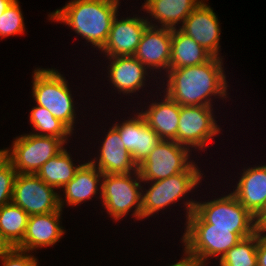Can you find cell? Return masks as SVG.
<instances>
[{
	"instance_id": "obj_1",
	"label": "cell",
	"mask_w": 266,
	"mask_h": 266,
	"mask_svg": "<svg viewBox=\"0 0 266 266\" xmlns=\"http://www.w3.org/2000/svg\"><path fill=\"white\" fill-rule=\"evenodd\" d=\"M225 60L212 57L197 66L169 69L159 80V89L180 106H218L222 109L227 102L230 106L234 101L230 94L233 90H230Z\"/></svg>"
},
{
	"instance_id": "obj_2",
	"label": "cell",
	"mask_w": 266,
	"mask_h": 266,
	"mask_svg": "<svg viewBox=\"0 0 266 266\" xmlns=\"http://www.w3.org/2000/svg\"><path fill=\"white\" fill-rule=\"evenodd\" d=\"M199 160L201 159L197 158L185 171L166 179L143 182L142 221L148 220L150 217L155 219L156 215L157 219H159V217L163 216L162 214L165 215L166 213L168 215V210V212L176 214L173 207L181 205L179 207L181 209L179 210L178 208L177 210L179 212L177 216L178 214L181 216L176 217V220L181 221V225L185 224L187 217L195 209L197 192L200 191L202 185L207 183L206 180L210 178V176H206V169L203 170V167H201L202 162ZM181 211L183 212L180 213ZM181 217H184L182 218L183 220L180 219Z\"/></svg>"
},
{
	"instance_id": "obj_3",
	"label": "cell",
	"mask_w": 266,
	"mask_h": 266,
	"mask_svg": "<svg viewBox=\"0 0 266 266\" xmlns=\"http://www.w3.org/2000/svg\"><path fill=\"white\" fill-rule=\"evenodd\" d=\"M57 68L58 67L55 68L54 65H51L50 68L49 66L46 68L38 65L35 67L33 66V71L31 73L32 85L30 87V97H32L31 101L33 100L32 102L34 104L48 109L55 118L64 123L76 136L78 132L79 140L80 138L86 140L84 138L85 136L79 135L80 129L83 130L82 128L86 127L84 129L87 130V125H90L91 123H95L97 125V119H94L95 122H88L90 119L92 121L95 116L92 117L91 115H88V113H83V111H89L88 109H86L89 108V105L88 107L85 106V103L88 104L87 101L85 102V100H80V103L78 102L79 100H77L78 98H76V96L81 97V99L83 98L81 93V96L79 95V93H77L80 87L75 85L76 88L74 90L77 91H74L73 81L69 83L70 78L66 79L65 72H62L61 69L59 70ZM82 102L84 105L81 104ZM83 107L84 109H82ZM85 117H89L88 121H86L87 118ZM81 120H84L85 123L88 122V124H86L85 126L84 121ZM82 125L84 126L82 127Z\"/></svg>"
},
{
	"instance_id": "obj_4",
	"label": "cell",
	"mask_w": 266,
	"mask_h": 266,
	"mask_svg": "<svg viewBox=\"0 0 266 266\" xmlns=\"http://www.w3.org/2000/svg\"><path fill=\"white\" fill-rule=\"evenodd\" d=\"M124 0H67L65 5L48 12L46 21L67 26L75 38L91 53L97 54L105 45L113 19L122 11ZM120 10V11H119ZM84 42V44H83ZM86 43V45H85ZM89 46H91L89 48ZM93 48V49H91Z\"/></svg>"
},
{
	"instance_id": "obj_5",
	"label": "cell",
	"mask_w": 266,
	"mask_h": 266,
	"mask_svg": "<svg viewBox=\"0 0 266 266\" xmlns=\"http://www.w3.org/2000/svg\"><path fill=\"white\" fill-rule=\"evenodd\" d=\"M208 183L201 188L200 193L198 192L195 209L187 217L182 228L232 229V233H238L242 238L249 237L256 233L258 230V219L255 218L227 188L225 189V184L221 181L217 182L216 184H221V186H219L220 189L217 187V191V189L214 190V187H212L213 189L210 187L216 185L213 180L212 182L208 181ZM207 188L209 189V193L203 195ZM202 190L203 192H201ZM224 190L226 191L224 192ZM218 192L222 194L220 193L219 195Z\"/></svg>"
},
{
	"instance_id": "obj_6",
	"label": "cell",
	"mask_w": 266,
	"mask_h": 266,
	"mask_svg": "<svg viewBox=\"0 0 266 266\" xmlns=\"http://www.w3.org/2000/svg\"><path fill=\"white\" fill-rule=\"evenodd\" d=\"M102 59L103 60H100L101 62L98 63L99 65L95 64L96 68L98 67L96 70L102 65V68L98 70V73L102 71V78L95 77L94 81L96 82V79H99L100 81L103 80L105 84H100L101 86L98 85V87H100V89L98 88V91L101 89V91H103L102 85H104L103 87L105 88L106 86V89H108V91L105 90V92H108L109 95L111 94L115 97L112 105L108 103L106 106L109 105L110 108H112V106L116 108L113 103L121 101V103H126V107H135L136 104L159 89L158 78H156L135 56H116ZM103 75L105 76V80L103 79ZM106 80L108 81L107 83L105 82ZM106 84H108V86ZM122 100H125V102ZM131 102L134 104H131Z\"/></svg>"
},
{
	"instance_id": "obj_7",
	"label": "cell",
	"mask_w": 266,
	"mask_h": 266,
	"mask_svg": "<svg viewBox=\"0 0 266 266\" xmlns=\"http://www.w3.org/2000/svg\"><path fill=\"white\" fill-rule=\"evenodd\" d=\"M142 186L138 170L127 174H103L99 208L102 209L101 216L106 214L105 218L109 217L117 225L130 218L133 223L141 222Z\"/></svg>"
},
{
	"instance_id": "obj_8",
	"label": "cell",
	"mask_w": 266,
	"mask_h": 266,
	"mask_svg": "<svg viewBox=\"0 0 266 266\" xmlns=\"http://www.w3.org/2000/svg\"><path fill=\"white\" fill-rule=\"evenodd\" d=\"M94 110V111H93ZM96 110V113H95ZM93 111V115L97 116V121H99V125H97L100 128H97L95 124H91L90 128L87 130L89 133L92 132L93 126V134H88V132L85 130L83 131L88 136V140L84 142L85 144L89 142V144L85 145L88 146L86 150L88 149L87 160L94 166H96L103 174H127V173H133L138 170L137 165L133 162L131 154L125 149V145L119 135V132L108 122L104 123L102 118V122L100 121V117H98V109L93 108L90 110ZM102 126H101V125ZM105 124V125H104ZM96 126V127H95ZM108 126V127H107ZM105 127V128H104ZM97 128V129H96ZM108 128V130H107ZM104 129V130H103ZM99 130V131H97ZM97 131V132H95ZM101 131V132H100ZM95 133V134H94ZM101 133V134H100ZM97 137H94L96 136ZM93 135V136H89ZM101 135V136H100ZM100 137V138H98ZM93 138L91 141L90 139ZM97 138L95 141L94 139ZM98 140V141H97ZM93 146L91 147L90 145ZM95 143V144H94ZM99 144V145H97ZM97 145V146H96ZM94 148L95 150H89L91 148ZM96 147V148H95ZM98 147V148H97ZM92 154V155H91Z\"/></svg>"
},
{
	"instance_id": "obj_9",
	"label": "cell",
	"mask_w": 266,
	"mask_h": 266,
	"mask_svg": "<svg viewBox=\"0 0 266 266\" xmlns=\"http://www.w3.org/2000/svg\"><path fill=\"white\" fill-rule=\"evenodd\" d=\"M216 110L221 111L218 107L213 106H180L177 143L186 146L201 158L202 153L210 150L213 143L217 144L215 139L218 136L222 137L221 135H224L223 132H225L224 125L221 124H226V119L223 122L219 116L222 111L217 113ZM217 114L219 115L217 116ZM218 121L222 123H218ZM209 145L210 148H208Z\"/></svg>"
},
{
	"instance_id": "obj_10",
	"label": "cell",
	"mask_w": 266,
	"mask_h": 266,
	"mask_svg": "<svg viewBox=\"0 0 266 266\" xmlns=\"http://www.w3.org/2000/svg\"><path fill=\"white\" fill-rule=\"evenodd\" d=\"M180 226V224L177 225L181 229L178 248L182 246L188 255L204 266L216 265L226 252L242 239L238 233H232V229L181 228Z\"/></svg>"
},
{
	"instance_id": "obj_11",
	"label": "cell",
	"mask_w": 266,
	"mask_h": 266,
	"mask_svg": "<svg viewBox=\"0 0 266 266\" xmlns=\"http://www.w3.org/2000/svg\"><path fill=\"white\" fill-rule=\"evenodd\" d=\"M114 104L116 105V109L119 106L117 110L118 113H116L115 116L113 112L108 114L103 111V113H105L103 115L106 116L103 117L104 120L108 117V119L104 122L108 120L112 122L109 123L119 132V135L125 145V149L131 154L133 162L138 167L154 149V146L161 141V139L159 138L158 134L146 123L143 116L135 107H125V105L121 103L120 105L119 103ZM121 107L124 108L122 109ZM121 110H125V112L122 114ZM126 114H128L127 117ZM111 115H114V117L112 116V120L114 119L113 121L110 119Z\"/></svg>"
},
{
	"instance_id": "obj_12",
	"label": "cell",
	"mask_w": 266,
	"mask_h": 266,
	"mask_svg": "<svg viewBox=\"0 0 266 266\" xmlns=\"http://www.w3.org/2000/svg\"><path fill=\"white\" fill-rule=\"evenodd\" d=\"M12 139L10 163L19 174H36L43 164L68 145L63 139L28 131L16 134Z\"/></svg>"
},
{
	"instance_id": "obj_13",
	"label": "cell",
	"mask_w": 266,
	"mask_h": 266,
	"mask_svg": "<svg viewBox=\"0 0 266 266\" xmlns=\"http://www.w3.org/2000/svg\"><path fill=\"white\" fill-rule=\"evenodd\" d=\"M136 6L137 5H135V7L134 5L131 6L132 8H135L132 9L134 12L131 9L128 10V7H126V12L122 11V14L125 13L124 15H122L120 12L117 13L115 18L113 19L106 43L103 48L97 53V57L100 58H93V61L96 59L95 63L100 62L99 60L101 59V57L110 58L116 56L135 55L142 35L146 28L149 26V23L146 21L145 15L139 7V4L138 7ZM129 11H131L132 13H130Z\"/></svg>"
},
{
	"instance_id": "obj_14",
	"label": "cell",
	"mask_w": 266,
	"mask_h": 266,
	"mask_svg": "<svg viewBox=\"0 0 266 266\" xmlns=\"http://www.w3.org/2000/svg\"><path fill=\"white\" fill-rule=\"evenodd\" d=\"M197 158L186 146L161 140L138 166V172L143 182L166 179L185 171Z\"/></svg>"
},
{
	"instance_id": "obj_15",
	"label": "cell",
	"mask_w": 266,
	"mask_h": 266,
	"mask_svg": "<svg viewBox=\"0 0 266 266\" xmlns=\"http://www.w3.org/2000/svg\"><path fill=\"white\" fill-rule=\"evenodd\" d=\"M239 168H241L239 169L240 172L238 170L237 172L236 170L232 172L234 175L236 173L235 176L229 171L227 173L229 177L226 174L223 176L226 178V182L224 181L225 178H221V181L223 180V183L227 185L225 187H228L227 189L235 198L255 218L259 219L266 211V162L261 161L258 165L256 163L254 165L247 163L243 167L241 165ZM231 177L234 178L232 179ZM227 183L231 186H228Z\"/></svg>"
},
{
	"instance_id": "obj_16",
	"label": "cell",
	"mask_w": 266,
	"mask_h": 266,
	"mask_svg": "<svg viewBox=\"0 0 266 266\" xmlns=\"http://www.w3.org/2000/svg\"><path fill=\"white\" fill-rule=\"evenodd\" d=\"M13 204L29 216L59 211V192L36 174H16L13 185Z\"/></svg>"
},
{
	"instance_id": "obj_17",
	"label": "cell",
	"mask_w": 266,
	"mask_h": 266,
	"mask_svg": "<svg viewBox=\"0 0 266 266\" xmlns=\"http://www.w3.org/2000/svg\"><path fill=\"white\" fill-rule=\"evenodd\" d=\"M208 1L203 0L178 29L192 37L213 57L225 59L226 55L221 53V49H223L221 48L222 23Z\"/></svg>"
},
{
	"instance_id": "obj_18",
	"label": "cell",
	"mask_w": 266,
	"mask_h": 266,
	"mask_svg": "<svg viewBox=\"0 0 266 266\" xmlns=\"http://www.w3.org/2000/svg\"><path fill=\"white\" fill-rule=\"evenodd\" d=\"M135 108L161 140L177 142L180 116V105L177 102L158 89L136 104Z\"/></svg>"
},
{
	"instance_id": "obj_19",
	"label": "cell",
	"mask_w": 266,
	"mask_h": 266,
	"mask_svg": "<svg viewBox=\"0 0 266 266\" xmlns=\"http://www.w3.org/2000/svg\"><path fill=\"white\" fill-rule=\"evenodd\" d=\"M102 176L103 173L86 160L76 171L74 178L59 191L60 208L63 211H65V208L69 210V207L70 209L74 207H79L80 209L82 206L81 204L86 205L89 201H94V206L98 205L94 209L99 207L100 204L98 203H100L101 200ZM96 201L99 202L97 203Z\"/></svg>"
},
{
	"instance_id": "obj_20",
	"label": "cell",
	"mask_w": 266,
	"mask_h": 266,
	"mask_svg": "<svg viewBox=\"0 0 266 266\" xmlns=\"http://www.w3.org/2000/svg\"><path fill=\"white\" fill-rule=\"evenodd\" d=\"M64 212L60 209L51 213L30 215L23 241L16 248L34 254H38V250L54 248L67 235L68 229L63 227Z\"/></svg>"
},
{
	"instance_id": "obj_21",
	"label": "cell",
	"mask_w": 266,
	"mask_h": 266,
	"mask_svg": "<svg viewBox=\"0 0 266 266\" xmlns=\"http://www.w3.org/2000/svg\"><path fill=\"white\" fill-rule=\"evenodd\" d=\"M171 40L172 29L149 25L134 55L159 80L169 70Z\"/></svg>"
},
{
	"instance_id": "obj_22",
	"label": "cell",
	"mask_w": 266,
	"mask_h": 266,
	"mask_svg": "<svg viewBox=\"0 0 266 266\" xmlns=\"http://www.w3.org/2000/svg\"><path fill=\"white\" fill-rule=\"evenodd\" d=\"M141 10L150 26L178 29L203 0H143Z\"/></svg>"
},
{
	"instance_id": "obj_23",
	"label": "cell",
	"mask_w": 266,
	"mask_h": 266,
	"mask_svg": "<svg viewBox=\"0 0 266 266\" xmlns=\"http://www.w3.org/2000/svg\"><path fill=\"white\" fill-rule=\"evenodd\" d=\"M76 147L78 146L75 145L74 149V146L72 144H68L59 154L50 158L45 164H43L36 175L47 185L54 187L59 192L69 181L74 178L76 171L87 160L85 159L87 158V156L83 155L87 154L85 152H88L86 150L85 144L82 149H76ZM75 150H77V152ZM81 151L82 154L80 153ZM74 154L75 156H73Z\"/></svg>"
},
{
	"instance_id": "obj_24",
	"label": "cell",
	"mask_w": 266,
	"mask_h": 266,
	"mask_svg": "<svg viewBox=\"0 0 266 266\" xmlns=\"http://www.w3.org/2000/svg\"><path fill=\"white\" fill-rule=\"evenodd\" d=\"M171 48L169 69L197 66L213 57L192 37L187 36L179 29H172Z\"/></svg>"
},
{
	"instance_id": "obj_25",
	"label": "cell",
	"mask_w": 266,
	"mask_h": 266,
	"mask_svg": "<svg viewBox=\"0 0 266 266\" xmlns=\"http://www.w3.org/2000/svg\"><path fill=\"white\" fill-rule=\"evenodd\" d=\"M28 117V124L31 127V131L29 130L30 133L60 138L67 144H73V141L76 138L78 139L64 123L55 118L51 112L44 107L34 104L31 109H29Z\"/></svg>"
},
{
	"instance_id": "obj_26",
	"label": "cell",
	"mask_w": 266,
	"mask_h": 266,
	"mask_svg": "<svg viewBox=\"0 0 266 266\" xmlns=\"http://www.w3.org/2000/svg\"><path fill=\"white\" fill-rule=\"evenodd\" d=\"M28 219L29 215L12 202L0 208V232L13 248L23 241Z\"/></svg>"
},
{
	"instance_id": "obj_27",
	"label": "cell",
	"mask_w": 266,
	"mask_h": 266,
	"mask_svg": "<svg viewBox=\"0 0 266 266\" xmlns=\"http://www.w3.org/2000/svg\"><path fill=\"white\" fill-rule=\"evenodd\" d=\"M258 230L242 238L214 266H257Z\"/></svg>"
},
{
	"instance_id": "obj_28",
	"label": "cell",
	"mask_w": 266,
	"mask_h": 266,
	"mask_svg": "<svg viewBox=\"0 0 266 266\" xmlns=\"http://www.w3.org/2000/svg\"><path fill=\"white\" fill-rule=\"evenodd\" d=\"M21 2L15 0L0 17V40L28 34ZM27 30V31H26Z\"/></svg>"
},
{
	"instance_id": "obj_29",
	"label": "cell",
	"mask_w": 266,
	"mask_h": 266,
	"mask_svg": "<svg viewBox=\"0 0 266 266\" xmlns=\"http://www.w3.org/2000/svg\"><path fill=\"white\" fill-rule=\"evenodd\" d=\"M36 255L15 247L0 259V266H40L42 260Z\"/></svg>"
},
{
	"instance_id": "obj_30",
	"label": "cell",
	"mask_w": 266,
	"mask_h": 266,
	"mask_svg": "<svg viewBox=\"0 0 266 266\" xmlns=\"http://www.w3.org/2000/svg\"><path fill=\"white\" fill-rule=\"evenodd\" d=\"M16 174L17 172L11 163L0 171V208L12 201Z\"/></svg>"
},
{
	"instance_id": "obj_31",
	"label": "cell",
	"mask_w": 266,
	"mask_h": 266,
	"mask_svg": "<svg viewBox=\"0 0 266 266\" xmlns=\"http://www.w3.org/2000/svg\"><path fill=\"white\" fill-rule=\"evenodd\" d=\"M180 251L181 254L179 253V255L181 256L179 257V260L175 257V260L170 261L168 264L166 263V265L163 266H204L198 260L188 255L183 249Z\"/></svg>"
},
{
	"instance_id": "obj_32",
	"label": "cell",
	"mask_w": 266,
	"mask_h": 266,
	"mask_svg": "<svg viewBox=\"0 0 266 266\" xmlns=\"http://www.w3.org/2000/svg\"><path fill=\"white\" fill-rule=\"evenodd\" d=\"M257 266H266V233L258 230Z\"/></svg>"
},
{
	"instance_id": "obj_33",
	"label": "cell",
	"mask_w": 266,
	"mask_h": 266,
	"mask_svg": "<svg viewBox=\"0 0 266 266\" xmlns=\"http://www.w3.org/2000/svg\"><path fill=\"white\" fill-rule=\"evenodd\" d=\"M10 163V148H0V171Z\"/></svg>"
},
{
	"instance_id": "obj_34",
	"label": "cell",
	"mask_w": 266,
	"mask_h": 266,
	"mask_svg": "<svg viewBox=\"0 0 266 266\" xmlns=\"http://www.w3.org/2000/svg\"><path fill=\"white\" fill-rule=\"evenodd\" d=\"M13 247L9 244V242L3 237L0 232V259L7 254Z\"/></svg>"
},
{
	"instance_id": "obj_35",
	"label": "cell",
	"mask_w": 266,
	"mask_h": 266,
	"mask_svg": "<svg viewBox=\"0 0 266 266\" xmlns=\"http://www.w3.org/2000/svg\"><path fill=\"white\" fill-rule=\"evenodd\" d=\"M258 230L260 232L266 233V211L265 213L258 219Z\"/></svg>"
},
{
	"instance_id": "obj_36",
	"label": "cell",
	"mask_w": 266,
	"mask_h": 266,
	"mask_svg": "<svg viewBox=\"0 0 266 266\" xmlns=\"http://www.w3.org/2000/svg\"><path fill=\"white\" fill-rule=\"evenodd\" d=\"M15 0H0V17L3 15V12L11 6Z\"/></svg>"
}]
</instances>
